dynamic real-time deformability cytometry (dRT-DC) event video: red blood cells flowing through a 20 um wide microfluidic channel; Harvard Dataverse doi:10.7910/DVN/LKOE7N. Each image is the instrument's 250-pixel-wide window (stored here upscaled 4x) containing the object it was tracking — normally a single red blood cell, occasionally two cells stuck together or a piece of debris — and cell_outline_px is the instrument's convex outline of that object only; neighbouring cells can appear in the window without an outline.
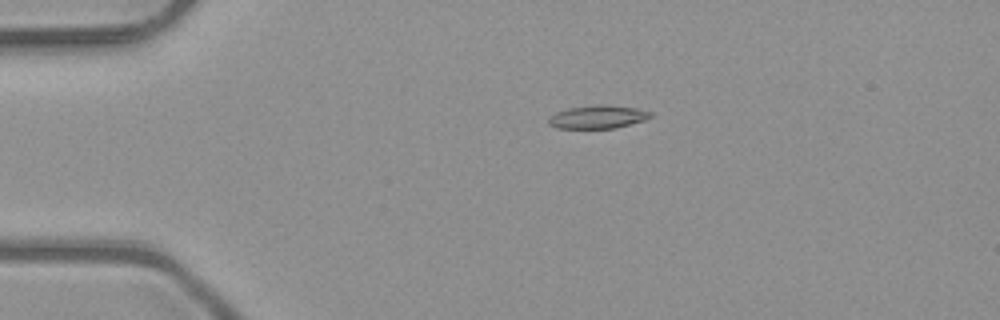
{"species": "common noctule bat (a hibernating species)", "species_latin": "Nyctalus noctula", "temperature_condition": "room temperature", "stored_images_in_passage": 5, "camera_frame_rate_fps": 3000, "um_per_image_px": 0.085, "animal": {"sex": "male", "body_mass_g": 23.1, "forearm_length_mm": 52.7}, "frame": {"image": 1, "passage_image": 4, "time_ms": 1.0, "image_size_px": [1000, 320], "cell_outline_px": [[652, 116], [644, 120], [616, 128], [556, 128], [548, 124], [548, 116], [556, 112], [568, 108], [596, 104], [604, 104], [636, 108], [652, 112]], "centroid_in_image_um": [50.78, 9.93], "position_along_channel_um": 34.2, "area_um2": 13.87}}